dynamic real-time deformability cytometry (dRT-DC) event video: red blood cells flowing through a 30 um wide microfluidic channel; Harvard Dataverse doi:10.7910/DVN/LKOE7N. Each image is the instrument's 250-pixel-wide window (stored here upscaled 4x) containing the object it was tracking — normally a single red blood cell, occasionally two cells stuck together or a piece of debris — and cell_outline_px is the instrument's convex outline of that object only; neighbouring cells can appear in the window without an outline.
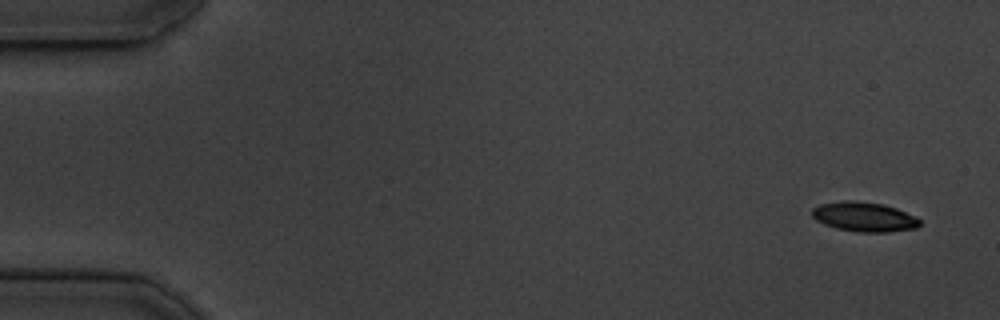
{"species": "common noctule bat (a hibernating species)", "species_latin": "Nyctalus noctula", "temperature_condition": "cold", "stored_images_in_passage": 13, "camera_frame_rate_fps": 3000, "um_per_image_px": 0.085, "animal": {"sex": "male", "body_mass_g": 19.5, "forearm_length_mm": 54.6}, "frame": {"image": 1, "passage_image": 1, "time_ms": 0.0, "image_size_px": [1000, 320], "cell_outline_px": [[920, 224], [916, 228], [888, 232], [860, 232], [836, 228], [824, 224], [816, 220], [812, 216], [812, 208], [820, 204], [844, 200], [852, 200], [884, 204], [896, 208], [916, 216], [920, 220]], "centroid_in_image_um": [73.45, 18.42], "position_along_channel_um": 11.5, "area_um2": 18.61}}